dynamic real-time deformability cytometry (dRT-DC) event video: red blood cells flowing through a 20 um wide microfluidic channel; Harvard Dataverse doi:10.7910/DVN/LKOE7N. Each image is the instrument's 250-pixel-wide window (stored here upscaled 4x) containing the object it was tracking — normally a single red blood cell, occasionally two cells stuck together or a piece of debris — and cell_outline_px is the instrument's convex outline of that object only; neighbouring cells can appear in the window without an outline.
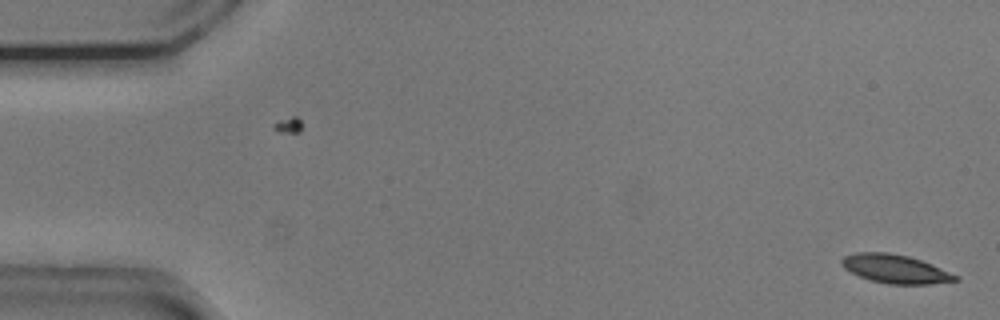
{"species": "common noctule bat (a hibernating species)", "species_latin": "Nyctalus noctula", "temperature_condition": "cold", "stored_images_in_passage": 53, "camera_frame_rate_fps": 3000, "um_per_image_px": 0.085, "animal": {"sex": "male", "body_mass_g": 20.5, "forearm_length_mm": 52.5}, "frame": {"image": 1, "passage_image": 1, "time_ms": 0.0, "image_size_px": [1000, 320], "cell_outline_px": [[960, 280], [928, 284], [888, 284], [872, 280], [860, 276], [844, 268], [840, 264], [840, 260], [844, 256], [856, 252], [888, 252], [908, 256], [932, 264], [960, 276]], "centroid_in_image_um": [76.11, 22.85], "position_along_channel_um": 8.9, "area_um2": 18.96}}
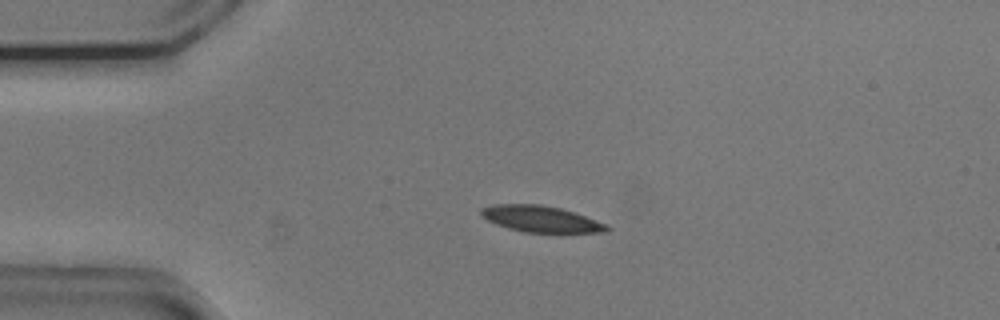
{"frame": {"image": 2, "passage_image": 12, "time_ms": 3.667, "image_size_px": [1000, 320], "cell_outline_px": [[612, 228], [608, 232], [524, 232], [508, 228], [496, 224], [480, 216], [480, 208], [492, 204], [540, 204], [560, 208], [608, 224]], "centroid_in_image_um": [45.95, 18.61], "position_along_channel_um": 39.0, "area_um2": 19.25}}
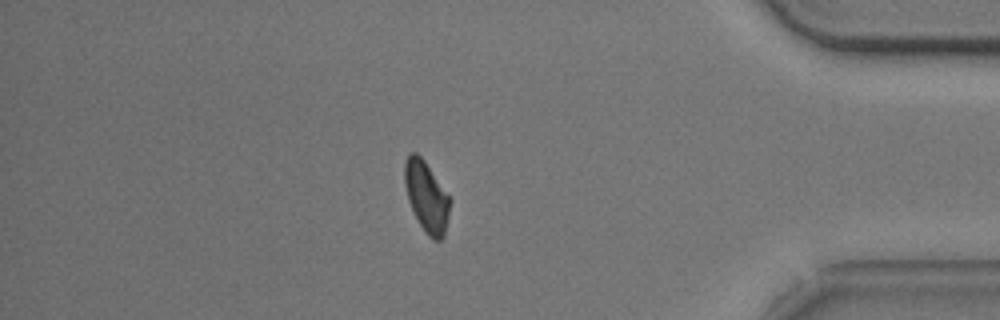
{"frame": {"image": 3, "passage_image": 46, "time_ms": 15.0, "image_size_px": [1000, 320], "cell_outline_px": [[452, 200], [444, 236], [440, 240], [432, 240], [424, 232], [408, 200], [404, 184], [404, 160], [412, 152], [416, 152], [424, 160]], "centroid_in_image_um": [36.25, 16.72], "position_along_channel_um": 398.9, "area_um2": 18.67}, "authors_computed_cell_mechanics": {"area_um2": 19.5364, "velocity_mm_per_s": 3.7423, "shape_relaxation_time_tau1_ms": 2.996, "shape_relaxation_time_tau2_ms": null, "deformation_change_tau1": 0.1192, "deformation_change_tau2": null}}